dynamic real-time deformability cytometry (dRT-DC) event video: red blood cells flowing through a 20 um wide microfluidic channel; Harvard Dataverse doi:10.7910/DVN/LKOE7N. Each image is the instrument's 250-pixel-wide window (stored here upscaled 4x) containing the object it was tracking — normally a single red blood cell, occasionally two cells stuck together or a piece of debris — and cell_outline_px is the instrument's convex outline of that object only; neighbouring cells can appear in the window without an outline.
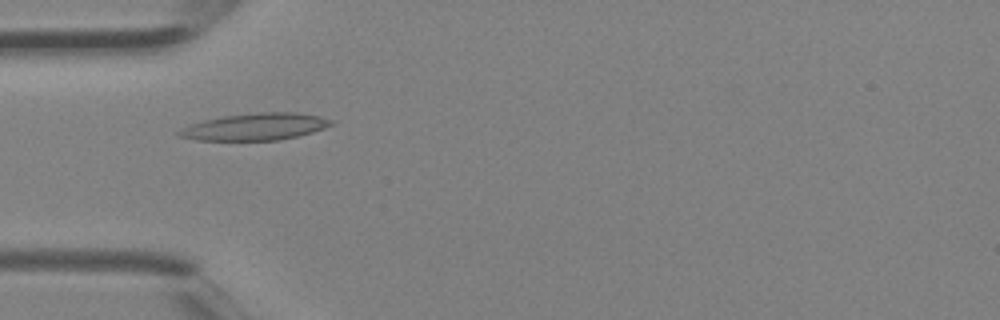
{"species": "Egyptian fruit bat (a non-hibernating species)", "species_latin": "Rousettus aegyptiacus", "temperature_condition": "room temperature", "stored_images_in_passage": 4, "camera_frame_rate_fps": 3000, "um_per_image_px": 0.085, "animal": {"sex": "female"}, "frame": {"image": 1, "passage_image": 4, "time_ms": 1.0, "image_size_px": [1000, 320], "cell_outline_px": [[332, 124], [324, 128], [312, 132], [280, 140], [196, 140], [176, 136], [176, 132], [180, 128], [204, 120], [224, 116], [260, 112], [296, 112], [320, 116], [332, 120]], "centroid_in_image_um": [21.66, 10.77], "position_along_channel_um": 63.3, "area_um2": 23.81}}